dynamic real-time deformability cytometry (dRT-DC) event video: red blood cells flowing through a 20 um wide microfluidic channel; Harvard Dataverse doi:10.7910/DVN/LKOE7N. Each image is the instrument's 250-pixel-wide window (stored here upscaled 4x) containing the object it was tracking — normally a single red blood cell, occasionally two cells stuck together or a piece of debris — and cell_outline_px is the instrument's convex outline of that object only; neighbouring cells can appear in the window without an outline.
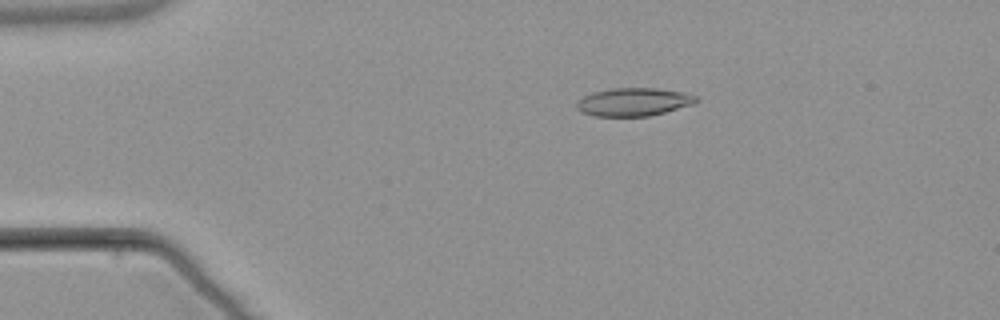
{"species": "common noctule bat (a hibernating species)", "species_latin": "Nyctalus noctula", "temperature_condition": "warm", "stored_images_in_passage": 6, "camera_frame_rate_fps": 3000, "um_per_image_px": 0.085, "animal": {"sex": "male", "body_mass_g": 21.5, "forearm_length_mm": 52.0}, "frame": {"image": 1, "passage_image": 4, "time_ms": 3.333, "image_size_px": [1000, 320], "cell_outline_px": [[700, 100], [692, 104], [664, 112], [648, 116], [592, 116], [580, 112], [576, 108], [576, 104], [584, 96], [592, 92], [612, 88], [656, 88], [688, 92], [696, 96]], "centroid_in_image_um": [53.86, 8.66], "position_along_channel_um": 31.1, "area_um2": 19.65}}
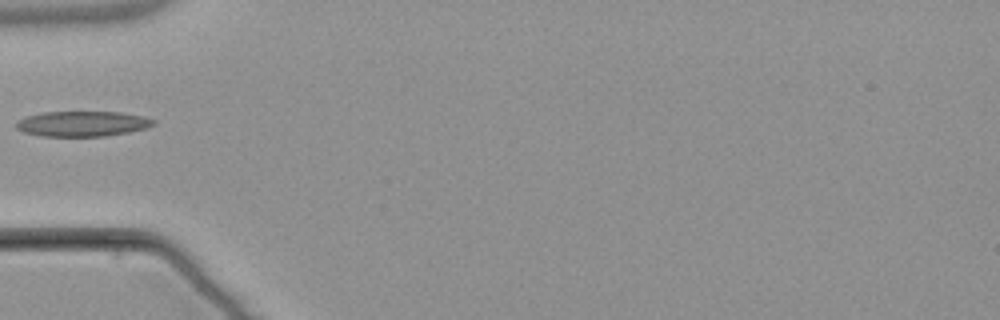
{"frame": {"image": 2, "passage_image": 6, "time_ms": 6.0, "image_size_px": [1000, 320], "cell_outline_px": [[156, 124], [144, 128], [128, 132], [104, 136], [44, 136], [24, 132], [16, 128], [16, 120], [24, 116], [44, 112], [120, 112], [144, 116], [156, 120]], "centroid_in_image_um": [6.99, 10.51], "position_along_channel_um": 78.0, "area_um2": 20.23}}